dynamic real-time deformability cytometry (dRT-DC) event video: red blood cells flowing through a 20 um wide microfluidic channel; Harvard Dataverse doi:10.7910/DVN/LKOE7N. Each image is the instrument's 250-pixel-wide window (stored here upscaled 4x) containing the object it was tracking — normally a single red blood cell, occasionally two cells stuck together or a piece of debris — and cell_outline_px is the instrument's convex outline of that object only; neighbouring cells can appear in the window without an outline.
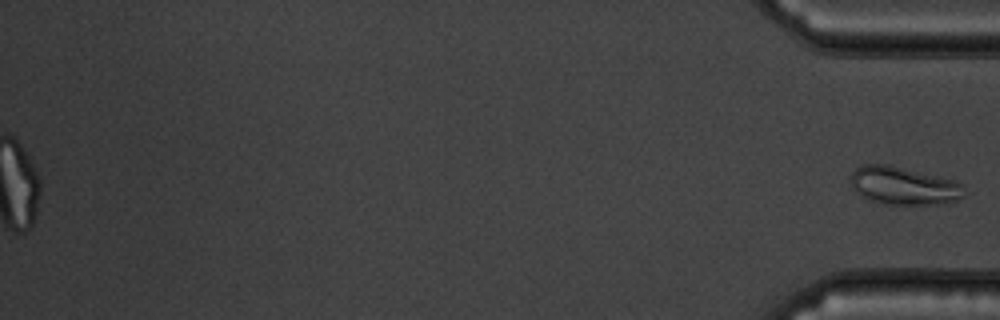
{"species": "common noctule bat (a hibernating species)", "species_latin": "Nyctalus noctula", "temperature_condition": "warm", "stored_images_in_passage": 54, "segment_of_instrument_passage": [2, 2], "camera_frame_rate_fps": 3000, "um_per_image_px": 0.085, "animal": {"sex": "male", "body_mass_g": 19.5, "forearm_length_mm": 54.6}, "frame": {"image": 1, "passage_image": 54, "time_ms": 17.667, "image_size_px": [1000, 320], "cell_outline_px": [[964, 196], [960, 200], [936, 204], [884, 204], [872, 200], [856, 192], [852, 188], [852, 172], [856, 168], [864, 164], [888, 164], [952, 180], [960, 184]], "centroid_in_image_um": [76.78, 15.79], "position_along_channel_um": 358.4, "area_um2": 24.57}}